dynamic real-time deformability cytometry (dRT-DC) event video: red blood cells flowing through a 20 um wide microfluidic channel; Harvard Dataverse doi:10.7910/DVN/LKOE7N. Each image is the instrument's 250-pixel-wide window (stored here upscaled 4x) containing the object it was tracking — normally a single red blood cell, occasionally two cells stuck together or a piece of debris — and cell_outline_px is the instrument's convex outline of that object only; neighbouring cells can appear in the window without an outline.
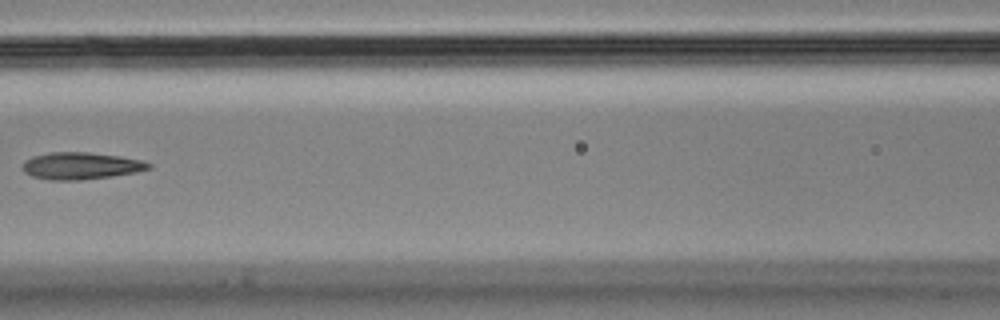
{"species": "Egyptian fruit bat (a non-hibernating species)", "species_latin": "Rousettus aegyptiacus", "temperature_condition": "cold", "stored_images_in_passage": 5, "camera_frame_rate_fps": 3000, "um_per_image_px": 0.085, "animal": {"sex": "male"}, "frame": {"image": 1, "passage_image": 4, "time_ms": 1.0, "image_size_px": [1000, 320], "cell_outline_px": [[152, 168], [136, 172], [112, 176], [80, 180], [48, 180], [32, 176], [24, 172], [24, 160], [32, 156], [48, 152], [88, 152], [120, 156], [140, 160], [152, 164]], "centroid_in_image_um": [6.87, 14.09], "position_along_channel_um": 159.7, "area_um2": 19.88}}
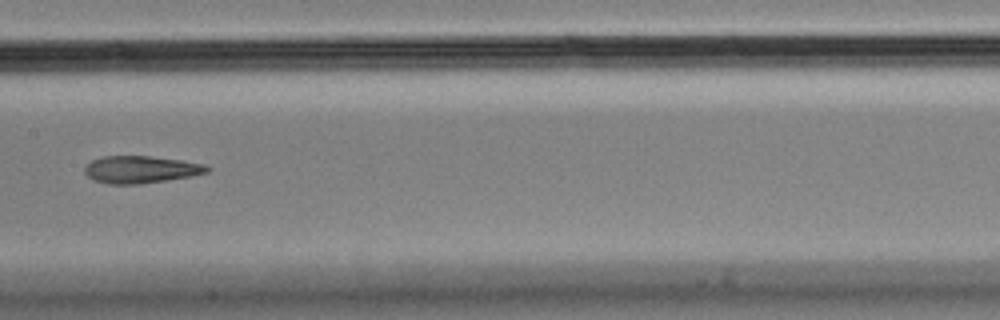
{"frame": {"image": 2, "passage_image": 5, "time_ms": 1.333, "image_size_px": [1000, 320], "cell_outline_px": [[212, 168], [208, 172], [192, 176], [140, 184], [108, 184], [92, 180], [84, 172], [84, 168], [92, 160], [104, 156], [148, 156], [180, 160], [204, 164]], "centroid_in_image_um": [11.96, 14.41], "position_along_channel_um": 195.4, "area_um2": 19.42}}